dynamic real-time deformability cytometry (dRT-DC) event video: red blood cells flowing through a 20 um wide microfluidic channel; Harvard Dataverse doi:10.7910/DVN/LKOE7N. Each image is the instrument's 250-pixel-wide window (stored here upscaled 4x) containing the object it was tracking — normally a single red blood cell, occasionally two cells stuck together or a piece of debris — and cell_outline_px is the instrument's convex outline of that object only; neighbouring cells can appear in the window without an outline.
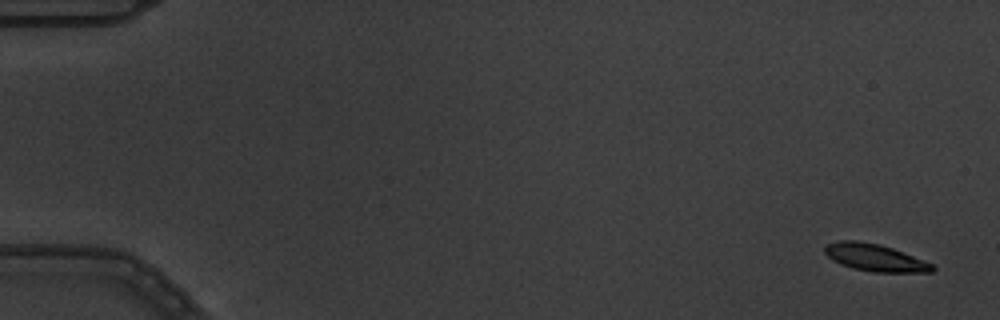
{"species": "common noctule bat (a hibernating species)", "species_latin": "Nyctalus noctula", "temperature_condition": "warm", "stored_images_in_passage": 9, "camera_frame_rate_fps": 3000, "um_per_image_px": 0.085, "animal": {"sex": "male", "body_mass_g": 19.5, "forearm_length_mm": 54.6}, "frame": {"image": 1, "passage_image": 1, "time_ms": 0.0, "image_size_px": [1000, 320], "cell_outline_px": [[936, 268], [932, 272], [876, 272], [852, 268], [840, 264], [832, 260], [824, 252], [824, 248], [828, 244], [840, 240], [856, 240], [880, 244], [892, 248], [932, 264]], "centroid_in_image_um": [74.34, 21.89], "position_along_channel_um": 10.7, "area_um2": 16.88}}
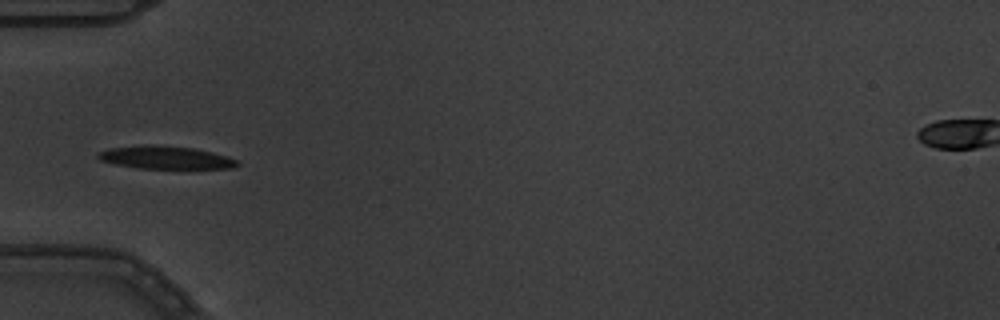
{"frame": {"image": 2, "passage_image": 6, "time_ms": 1.667, "image_size_px": [1000, 320], "cell_outline_px": [[240, 164], [232, 168], [140, 168], [116, 164], [100, 160], [96, 156], [96, 152], [108, 148], [148, 144], [196, 148], [228, 156], [236, 160]], "centroid_in_image_um": [14.04, 13.37], "position_along_channel_um": 71.0, "area_um2": 18.55}}